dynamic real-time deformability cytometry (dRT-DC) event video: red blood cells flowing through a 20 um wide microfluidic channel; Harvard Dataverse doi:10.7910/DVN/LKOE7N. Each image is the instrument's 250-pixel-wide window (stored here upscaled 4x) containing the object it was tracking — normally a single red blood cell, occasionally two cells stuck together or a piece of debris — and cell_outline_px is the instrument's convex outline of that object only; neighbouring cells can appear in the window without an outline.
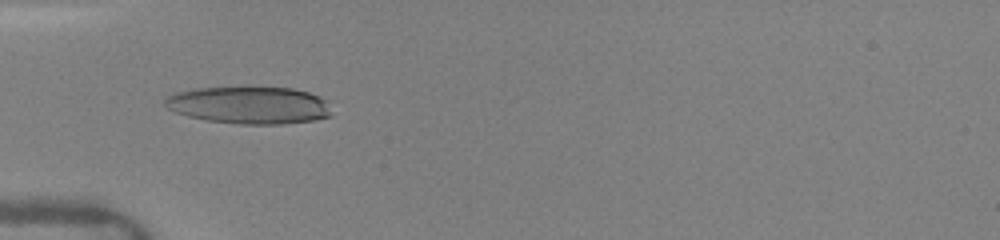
{"species": "human", "species_latin": "Homo sapiens", "temperature_condition": "warm", "stored_images_in_passage": 22, "camera_frame_rate_fps": 3000, "um_per_image_px": 0.085, "donor": {"sex": "female"}, "frame": {"image": 1, "passage_image": 4, "time_ms": 1.667, "image_size_px": [1000, 240], "cell_outline_px": [[332, 116], [316, 120], [284, 124], [240, 124], [208, 120], [188, 116], [176, 112], [168, 108], [164, 104], [164, 100], [172, 92], [196, 88], [244, 84], [292, 88], [308, 92], [320, 96], [324, 100]], "centroid_in_image_um": [21.16, 8.89], "position_along_channel_um": 63.8, "area_um2": 37.4}}
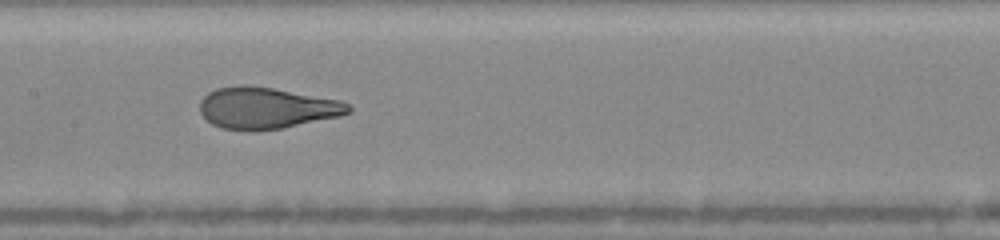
{"frame": {"image": 2, "passage_image": 9, "time_ms": 4.667, "image_size_px": [1000, 240], "cell_outline_px": [[352, 112], [340, 116], [284, 128], [256, 132], [248, 132], [220, 128], [212, 124], [200, 112], [200, 100], [208, 92], [216, 88], [236, 84], [248, 84], [272, 88], [340, 100], [348, 104], [352, 108]], "centroid_in_image_um": [22.63, 9.19], "position_along_channel_um": 184.8, "area_um2": 36.47}}
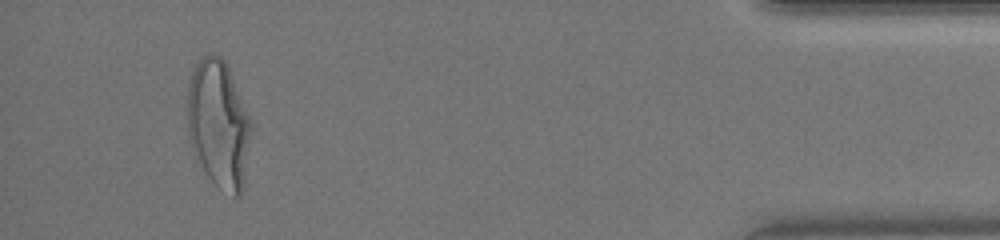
{"frame": {"image": 3, "passage_image": 21, "time_ms": 11.667, "image_size_px": [1000, 240], "cell_outline_px": [[252, 124], [244, 180], [240, 196], [232, 196], [216, 188], [192, 152], [188, 136], [188, 84], [196, 60], [200, 56], [212, 52], [220, 56], [224, 60], [228, 68], [252, 120]], "centroid_in_image_um": [18.57, 10.53], "position_along_channel_um": 416.6, "area_um2": 47.92}, "authors_computed_cell_mechanics": {"area_um2": 36.4429, "velocity_mm_per_s": 4.1295, "shape_relaxation_time_tau1_ms": 3.9139, "shape_relaxation_time_tau2_ms": null, "deformation_change_tau1": 0.1966, "deformation_change_tau2": null}}